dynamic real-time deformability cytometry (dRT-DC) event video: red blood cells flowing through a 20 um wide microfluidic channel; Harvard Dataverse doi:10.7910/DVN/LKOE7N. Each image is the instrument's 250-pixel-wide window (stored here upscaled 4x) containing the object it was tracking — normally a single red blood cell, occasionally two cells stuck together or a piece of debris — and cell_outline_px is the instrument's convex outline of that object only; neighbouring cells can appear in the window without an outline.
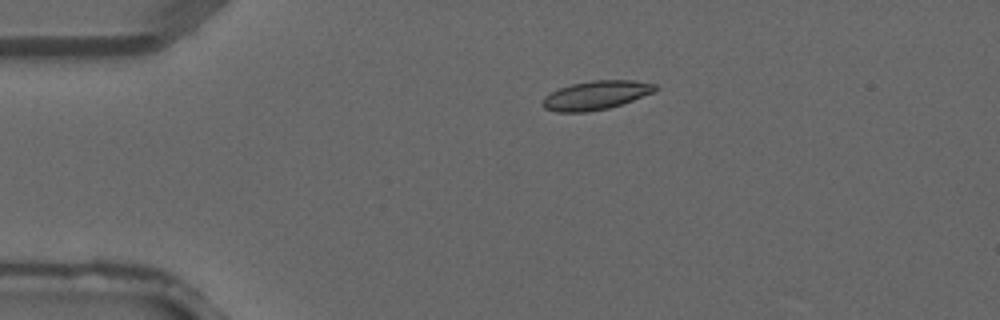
{"species": "common noctule bat (a hibernating species)", "species_latin": "Nyctalus noctula", "temperature_condition": "warm", "stored_images_in_passage": 3, "camera_frame_rate_fps": 3000, "um_per_image_px": 0.085, "animal": {"sex": "male", "forearm_length_mm": 52.5}, "frame": {"image": 1, "passage_image": 2, "time_ms": 0.333, "image_size_px": [1000, 320], "cell_outline_px": [[660, 88], [656, 92], [608, 108], [588, 112], [556, 112], [544, 108], [540, 104], [544, 96], [560, 88], [572, 84], [592, 80], [632, 80], [656, 84]], "centroid_in_image_um": [50.67, 8.09], "position_along_channel_um": 34.3, "area_um2": 19.02}}